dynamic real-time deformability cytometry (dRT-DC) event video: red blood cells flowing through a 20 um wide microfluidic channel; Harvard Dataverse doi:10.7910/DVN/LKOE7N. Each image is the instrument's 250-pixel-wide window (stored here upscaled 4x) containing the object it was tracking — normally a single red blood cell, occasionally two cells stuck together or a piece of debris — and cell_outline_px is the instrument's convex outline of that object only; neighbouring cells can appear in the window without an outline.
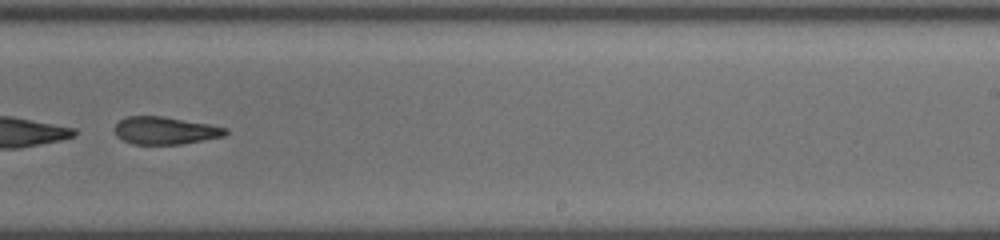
{"species": "common noctule bat (a hibernating species)", "species_latin": "Nyctalus noctula", "temperature_condition": "cold", "stored_images_in_passage": 66, "camera_frame_rate_fps": 3000, "um_per_image_px": 0.085, "animal": {"sex": "female", "body_mass_g": 19.5, "forearm_length_mm": 54.1}, "frame": {"image": 1, "passage_image": 55, "time_ms": 12.0, "image_size_px": [1000, 240], "cell_outline_px": [[228, 132], [224, 136], [180, 144], [132, 144], [116, 136], [116, 124], [120, 120], [128, 116], [164, 116], [208, 124], [228, 128]], "centroid_in_image_um": [14.05, 11.09], "position_along_channel_um": 275.0, "area_um2": 17.63}}
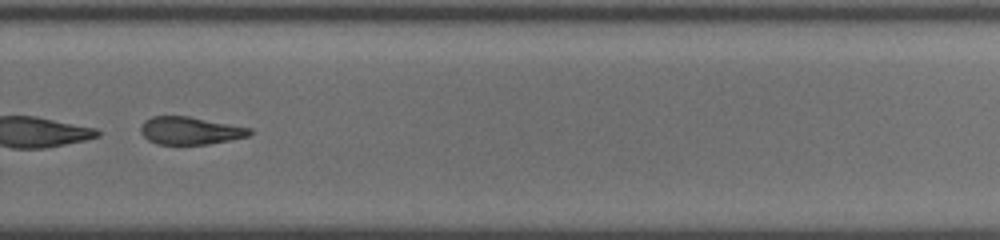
{"frame": {"image": 2, "passage_image": 60, "time_ms": 13.0, "image_size_px": [1000, 240], "cell_outline_px": [[252, 132], [248, 136], [208, 144], [156, 144], [148, 140], [140, 132], [140, 124], [144, 120], [152, 116], [188, 116], [252, 128]], "centroid_in_image_um": [16.12, 11.1], "position_along_channel_um": 313.7, "area_um2": 17.57}}